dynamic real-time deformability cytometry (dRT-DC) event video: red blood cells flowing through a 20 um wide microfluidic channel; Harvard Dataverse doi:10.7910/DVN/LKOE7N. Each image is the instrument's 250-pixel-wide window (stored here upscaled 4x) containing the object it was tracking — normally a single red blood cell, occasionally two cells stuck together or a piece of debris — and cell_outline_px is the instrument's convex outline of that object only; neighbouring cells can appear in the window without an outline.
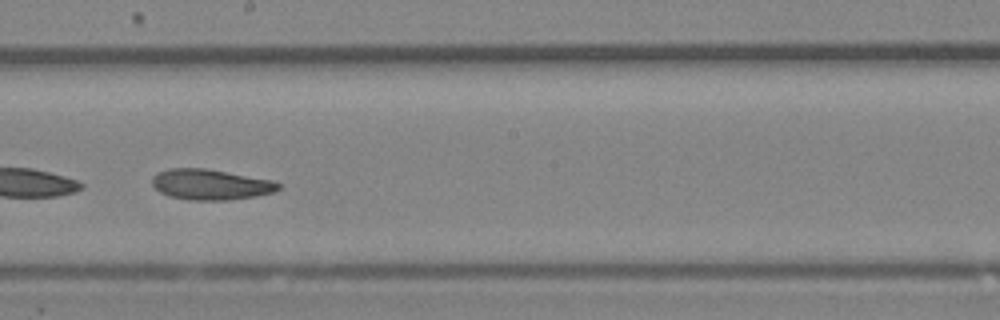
{"species": "Egyptian fruit bat (a non-hibernating species)", "species_latin": "Rousettus aegyptiacus", "temperature_condition": "room temperature", "stored_images_in_passage": 29, "camera_frame_rate_fps": 3000, "um_per_image_px": 0.085, "animal": {"sex": "female"}, "frame": {"image": 1, "passage_image": 13, "time_ms": 4.0, "image_size_px": [1000, 320], "cell_outline_px": [[280, 188], [272, 192], [256, 196], [228, 200], [188, 200], [168, 196], [160, 192], [152, 184], [152, 176], [156, 172], [168, 168], [204, 168], [272, 180], [280, 184]], "centroid_in_image_um": [17.85, 15.68], "position_along_channel_um": 230.4, "area_um2": 22.48}}